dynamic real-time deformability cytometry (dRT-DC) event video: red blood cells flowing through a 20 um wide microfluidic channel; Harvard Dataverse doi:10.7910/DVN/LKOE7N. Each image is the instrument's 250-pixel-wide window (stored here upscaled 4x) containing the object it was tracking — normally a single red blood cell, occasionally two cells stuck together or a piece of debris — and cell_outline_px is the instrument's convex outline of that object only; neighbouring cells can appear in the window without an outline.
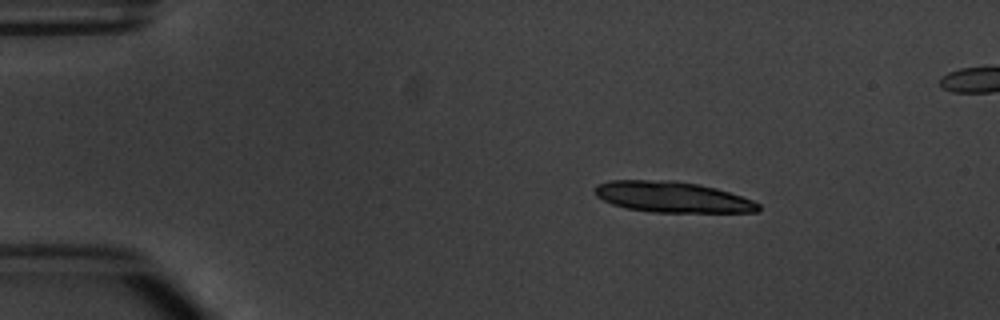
{"species": "common noctule bat (a hibernating species)", "species_latin": "Nyctalus noctula", "temperature_condition": "warm", "stored_images_in_passage": 4, "camera_frame_rate_fps": 3000, "um_per_image_px": 0.085, "animal": {"sex": "male", "body_mass_g": 20.1, "forearm_length_mm": 53.5}, "frame": {"image": 1, "passage_image": 2, "time_ms": 1.0, "image_size_px": [1000, 320], "cell_outline_px": [[760, 208], [756, 212], [652, 212], [628, 208], [612, 204], [596, 196], [596, 184], [608, 180], [672, 180], [700, 184], [716, 188], [752, 200], [760, 204]], "centroid_in_image_um": [57.13, 16.74], "position_along_channel_um": 27.9, "area_um2": 29.25}}